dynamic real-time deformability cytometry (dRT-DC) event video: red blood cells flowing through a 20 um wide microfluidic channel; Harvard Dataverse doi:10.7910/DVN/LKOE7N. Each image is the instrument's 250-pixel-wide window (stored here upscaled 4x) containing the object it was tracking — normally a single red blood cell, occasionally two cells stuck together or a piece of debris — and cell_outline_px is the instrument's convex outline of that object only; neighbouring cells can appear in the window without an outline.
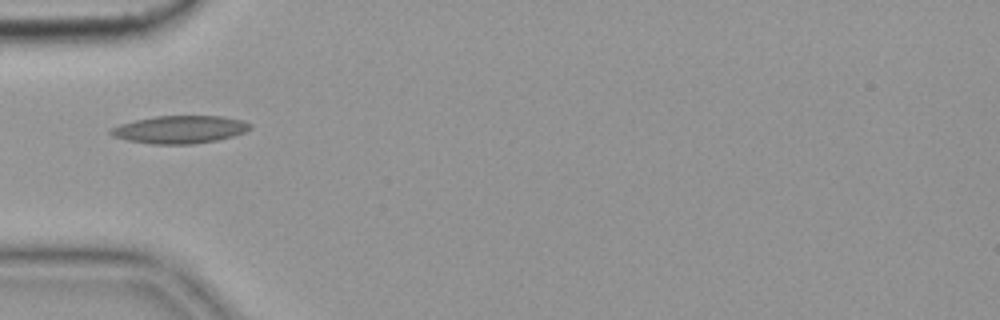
{"species": "common noctule bat (a hibernating species)", "species_latin": "Nyctalus noctula", "temperature_condition": "cold", "stored_images_in_passage": 3, "camera_frame_rate_fps": 3000, "um_per_image_px": 0.085, "animal": {"sex": "female", "body_mass_g": 19.9}, "frame": {"image": 1, "passage_image": 1, "time_ms": 0.0, "image_size_px": [1000, 320], "cell_outline_px": [[252, 128], [244, 132], [232, 136], [216, 140], [192, 144], [152, 144], [128, 140], [112, 136], [108, 132], [108, 128], [120, 124], [136, 120], [156, 116], [220, 116], [244, 120], [252, 124]], "centroid_in_image_um": [15.27, 11.0], "position_along_channel_um": 69.7, "area_um2": 22.54}}